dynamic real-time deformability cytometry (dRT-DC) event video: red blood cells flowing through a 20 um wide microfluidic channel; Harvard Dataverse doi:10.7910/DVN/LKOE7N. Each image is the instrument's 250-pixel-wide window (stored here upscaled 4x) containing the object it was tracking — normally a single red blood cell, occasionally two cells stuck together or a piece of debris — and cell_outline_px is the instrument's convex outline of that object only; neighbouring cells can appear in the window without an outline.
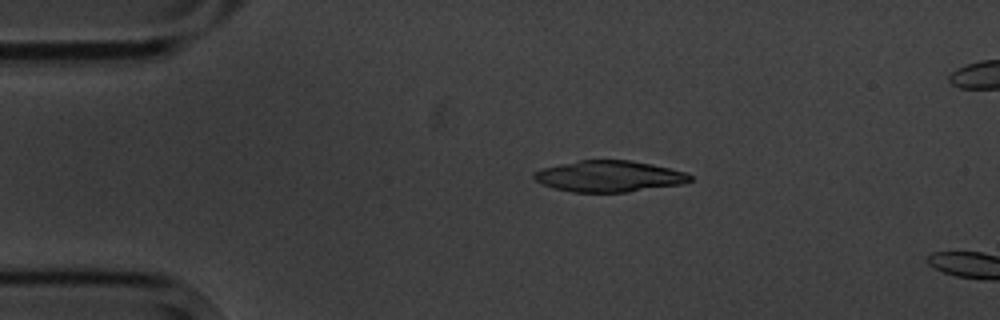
{"species": "common noctule bat (a hibernating species)", "species_latin": "Nyctalus noctula", "temperature_condition": "cold", "stored_images_in_passage": 4, "camera_frame_rate_fps": 3000, "um_per_image_px": 0.085, "animal": {"sex": "male", "body_mass_g": 20.1, "forearm_length_mm": 53.5}, "frame": {"image": 1, "passage_image": 2, "time_ms": 1.333, "image_size_px": [1000, 320], "cell_outline_px": [[692, 180], [684, 184], [628, 192], [572, 192], [552, 188], [540, 184], [532, 176], [532, 172], [544, 168], [560, 164], [580, 160], [628, 160], [652, 164], [684, 172], [692, 176]], "centroid_in_image_um": [51.75, 14.99], "position_along_channel_um": 33.2, "area_um2": 28.44}}